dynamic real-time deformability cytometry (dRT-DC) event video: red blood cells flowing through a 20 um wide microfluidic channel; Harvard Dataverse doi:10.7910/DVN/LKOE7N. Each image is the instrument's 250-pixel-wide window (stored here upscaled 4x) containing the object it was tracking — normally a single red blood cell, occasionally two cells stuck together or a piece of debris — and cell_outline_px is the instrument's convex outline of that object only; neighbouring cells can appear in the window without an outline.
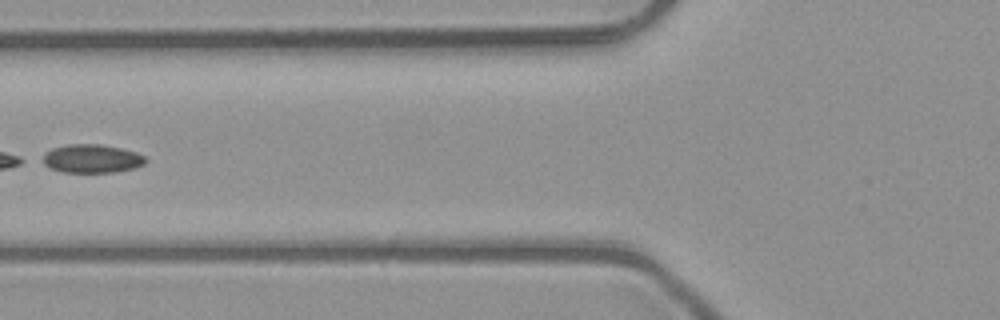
{"species": "common noctule bat (a hibernating species)", "species_latin": "Nyctalus noctula", "temperature_condition": "room temperature", "stored_images_in_passage": 5, "camera_frame_rate_fps": 3000, "um_per_image_px": 0.085, "animal": {"sex": "male", "body_mass_g": 23.1, "forearm_length_mm": 52.7}, "frame": {"image": 1, "passage_image": 5, "time_ms": 1.333, "image_size_px": [1000, 320], "cell_outline_px": [[148, 160], [144, 164], [132, 168], [116, 172], [64, 172], [52, 168], [36, 160], [44, 152], [52, 148], [68, 144], [100, 144], [120, 148], [136, 152], [144, 156]], "centroid_in_image_um": [7.73, 13.47], "position_along_channel_um": 118.1, "area_um2": 17.28}}